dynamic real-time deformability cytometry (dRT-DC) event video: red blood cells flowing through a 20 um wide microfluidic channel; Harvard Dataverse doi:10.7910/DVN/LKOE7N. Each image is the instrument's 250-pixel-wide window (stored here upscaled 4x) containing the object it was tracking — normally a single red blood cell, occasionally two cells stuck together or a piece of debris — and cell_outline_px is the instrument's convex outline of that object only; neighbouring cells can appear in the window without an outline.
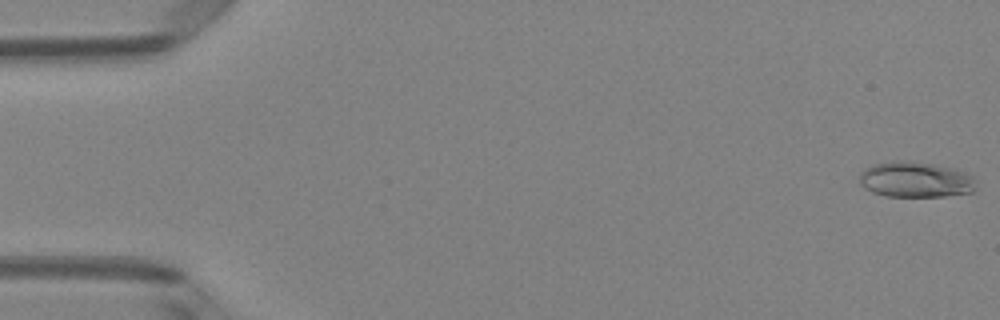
{"species": "Egyptian fruit bat (a non-hibernating species)", "species_latin": "Rousettus aegyptiacus", "temperature_condition": "room temperature", "stored_images_in_passage": 50, "camera_frame_rate_fps": 3000, "um_per_image_px": 0.085, "animal": {"sex": "female"}, "frame": {"image": 1, "passage_image": 1, "time_ms": 0.0, "image_size_px": [1000, 320], "cell_outline_px": [[972, 192], [944, 196], [884, 196], [872, 192], [864, 188], [860, 184], [860, 172], [864, 168], [872, 164], [892, 160], [932, 164], [956, 168], [972, 176]], "centroid_in_image_um": [77.73, 15.26], "position_along_channel_um": 7.3, "area_um2": 23.99}}
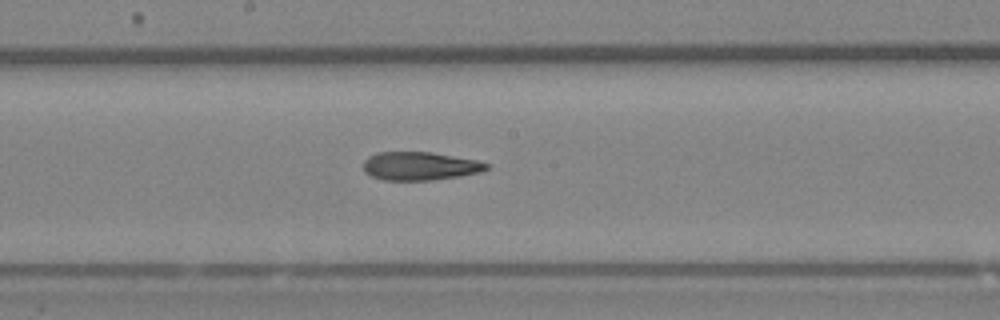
{"frame": {"image": 2, "passage_image": 27, "time_ms": 8.667, "image_size_px": [1000, 320], "cell_outline_px": [[488, 168], [480, 172], [460, 176], [432, 180], [380, 180], [364, 172], [364, 160], [368, 156], [376, 152], [432, 152], [476, 160], [488, 164]], "centroid_in_image_um": [35.65, 14.11], "position_along_channel_um": 212.5, "area_um2": 20.35}}
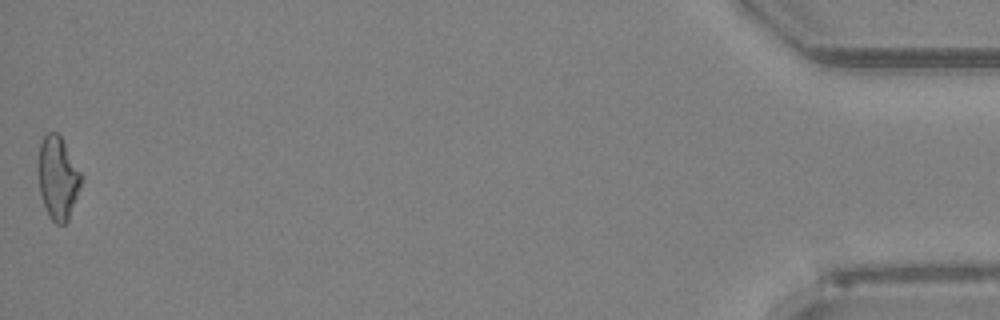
{"frame": {"image": 3, "passage_image": 50, "time_ms": 16.333, "image_size_px": [1000, 320], "cell_outline_px": [[84, 176], [80, 188], [68, 220], [64, 224], [56, 224], [48, 216], [40, 192], [36, 172], [36, 160], [40, 144], [44, 136], [48, 132], [56, 132], [60, 136]], "centroid_in_image_um": [4.89, 15.1], "position_along_channel_um": 430.3, "area_um2": 21.21}, "authors_computed_cell_mechanics": {"area_um2": 21.0392, "velocity_mm_per_s": 4.0817, "shape_relaxation_time_tau1_ms": null, "shape_relaxation_time_tau2_ms": 5.3696, "deformation_change_tau1": null, "deformation_change_tau2": 0.166}}